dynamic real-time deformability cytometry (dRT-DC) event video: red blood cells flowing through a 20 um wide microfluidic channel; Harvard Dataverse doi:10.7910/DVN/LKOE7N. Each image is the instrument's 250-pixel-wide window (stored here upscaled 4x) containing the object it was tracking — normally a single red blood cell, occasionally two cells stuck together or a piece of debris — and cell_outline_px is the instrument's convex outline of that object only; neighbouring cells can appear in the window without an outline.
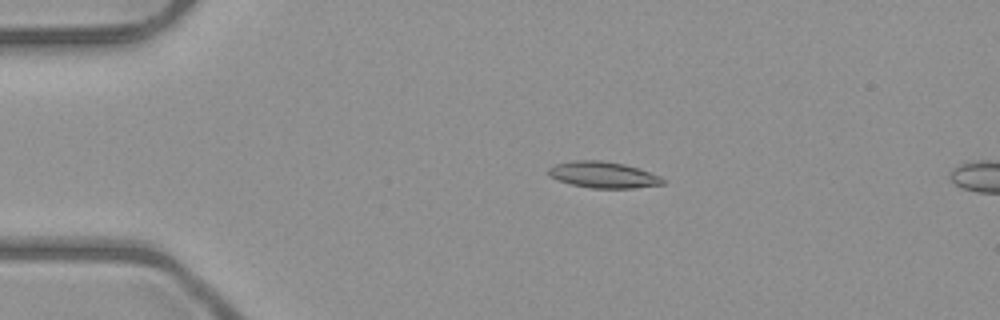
{"species": "common noctule bat (a hibernating species)", "species_latin": "Nyctalus noctula", "temperature_condition": "room temperature", "stored_images_in_passage": 6, "camera_frame_rate_fps": 3000, "um_per_image_px": 0.085, "animal": {"sex": "male", "body_mass_g": 23.1, "forearm_length_mm": 52.7}, "frame": {"image": 1, "passage_image": 4, "time_ms": 3.333, "image_size_px": [1000, 320], "cell_outline_px": [[664, 184], [632, 188], [592, 188], [572, 184], [548, 176], [548, 168], [556, 164], [572, 160], [604, 160], [624, 164], [660, 176], [664, 180]], "centroid_in_image_um": [51.25, 14.85], "position_along_channel_um": 33.8, "area_um2": 17.34}}